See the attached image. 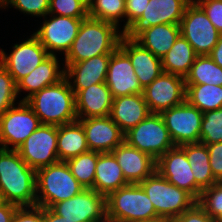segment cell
<instances>
[{
    "instance_id": "44",
    "label": "cell",
    "mask_w": 222,
    "mask_h": 222,
    "mask_svg": "<svg viewBox=\"0 0 222 222\" xmlns=\"http://www.w3.org/2000/svg\"><path fill=\"white\" fill-rule=\"evenodd\" d=\"M11 222H43V207H18Z\"/></svg>"
},
{
    "instance_id": "25",
    "label": "cell",
    "mask_w": 222,
    "mask_h": 222,
    "mask_svg": "<svg viewBox=\"0 0 222 222\" xmlns=\"http://www.w3.org/2000/svg\"><path fill=\"white\" fill-rule=\"evenodd\" d=\"M60 66L57 55H50L30 74L22 78L17 83V93L19 95L22 91L29 92L22 101H26L34 93L62 80L65 77V68H60Z\"/></svg>"
},
{
    "instance_id": "18",
    "label": "cell",
    "mask_w": 222,
    "mask_h": 222,
    "mask_svg": "<svg viewBox=\"0 0 222 222\" xmlns=\"http://www.w3.org/2000/svg\"><path fill=\"white\" fill-rule=\"evenodd\" d=\"M78 121L83 126L90 151L112 152L124 141V133L110 116L90 117Z\"/></svg>"
},
{
    "instance_id": "29",
    "label": "cell",
    "mask_w": 222,
    "mask_h": 222,
    "mask_svg": "<svg viewBox=\"0 0 222 222\" xmlns=\"http://www.w3.org/2000/svg\"><path fill=\"white\" fill-rule=\"evenodd\" d=\"M90 151L82 124L75 122L57 126V153L59 161Z\"/></svg>"
},
{
    "instance_id": "37",
    "label": "cell",
    "mask_w": 222,
    "mask_h": 222,
    "mask_svg": "<svg viewBox=\"0 0 222 222\" xmlns=\"http://www.w3.org/2000/svg\"><path fill=\"white\" fill-rule=\"evenodd\" d=\"M48 14L85 19L88 6L82 0H50Z\"/></svg>"
},
{
    "instance_id": "45",
    "label": "cell",
    "mask_w": 222,
    "mask_h": 222,
    "mask_svg": "<svg viewBox=\"0 0 222 222\" xmlns=\"http://www.w3.org/2000/svg\"><path fill=\"white\" fill-rule=\"evenodd\" d=\"M18 206L6 202L0 206V222H11Z\"/></svg>"
},
{
    "instance_id": "41",
    "label": "cell",
    "mask_w": 222,
    "mask_h": 222,
    "mask_svg": "<svg viewBox=\"0 0 222 222\" xmlns=\"http://www.w3.org/2000/svg\"><path fill=\"white\" fill-rule=\"evenodd\" d=\"M149 0H125V18L122 32L125 33L143 14Z\"/></svg>"
},
{
    "instance_id": "3",
    "label": "cell",
    "mask_w": 222,
    "mask_h": 222,
    "mask_svg": "<svg viewBox=\"0 0 222 222\" xmlns=\"http://www.w3.org/2000/svg\"><path fill=\"white\" fill-rule=\"evenodd\" d=\"M26 102L42 124L60 126L78 120L75 93L66 77L34 93Z\"/></svg>"
},
{
    "instance_id": "51",
    "label": "cell",
    "mask_w": 222,
    "mask_h": 222,
    "mask_svg": "<svg viewBox=\"0 0 222 222\" xmlns=\"http://www.w3.org/2000/svg\"><path fill=\"white\" fill-rule=\"evenodd\" d=\"M6 0H0V7L5 3Z\"/></svg>"
},
{
    "instance_id": "27",
    "label": "cell",
    "mask_w": 222,
    "mask_h": 222,
    "mask_svg": "<svg viewBox=\"0 0 222 222\" xmlns=\"http://www.w3.org/2000/svg\"><path fill=\"white\" fill-rule=\"evenodd\" d=\"M128 184L113 153H100L96 164L93 190L107 197L111 192Z\"/></svg>"
},
{
    "instance_id": "28",
    "label": "cell",
    "mask_w": 222,
    "mask_h": 222,
    "mask_svg": "<svg viewBox=\"0 0 222 222\" xmlns=\"http://www.w3.org/2000/svg\"><path fill=\"white\" fill-rule=\"evenodd\" d=\"M186 154L195 178V199L198 200L202 190L218 182L212 174L208 148L202 143L179 146Z\"/></svg>"
},
{
    "instance_id": "19",
    "label": "cell",
    "mask_w": 222,
    "mask_h": 222,
    "mask_svg": "<svg viewBox=\"0 0 222 222\" xmlns=\"http://www.w3.org/2000/svg\"><path fill=\"white\" fill-rule=\"evenodd\" d=\"M156 170L171 184L195 198V178L185 152L179 147L168 150L156 161Z\"/></svg>"
},
{
    "instance_id": "1",
    "label": "cell",
    "mask_w": 222,
    "mask_h": 222,
    "mask_svg": "<svg viewBox=\"0 0 222 222\" xmlns=\"http://www.w3.org/2000/svg\"><path fill=\"white\" fill-rule=\"evenodd\" d=\"M0 190L8 203L36 206V171L17 150L0 148Z\"/></svg>"
},
{
    "instance_id": "23",
    "label": "cell",
    "mask_w": 222,
    "mask_h": 222,
    "mask_svg": "<svg viewBox=\"0 0 222 222\" xmlns=\"http://www.w3.org/2000/svg\"><path fill=\"white\" fill-rule=\"evenodd\" d=\"M78 119L110 115L113 97L105 82L90 85L75 95Z\"/></svg>"
},
{
    "instance_id": "43",
    "label": "cell",
    "mask_w": 222,
    "mask_h": 222,
    "mask_svg": "<svg viewBox=\"0 0 222 222\" xmlns=\"http://www.w3.org/2000/svg\"><path fill=\"white\" fill-rule=\"evenodd\" d=\"M170 222H216L210 215L196 202L191 208L184 211L177 218Z\"/></svg>"
},
{
    "instance_id": "49",
    "label": "cell",
    "mask_w": 222,
    "mask_h": 222,
    "mask_svg": "<svg viewBox=\"0 0 222 222\" xmlns=\"http://www.w3.org/2000/svg\"><path fill=\"white\" fill-rule=\"evenodd\" d=\"M143 222H169V221L164 220V219H155V220H151V221H143Z\"/></svg>"
},
{
    "instance_id": "38",
    "label": "cell",
    "mask_w": 222,
    "mask_h": 222,
    "mask_svg": "<svg viewBox=\"0 0 222 222\" xmlns=\"http://www.w3.org/2000/svg\"><path fill=\"white\" fill-rule=\"evenodd\" d=\"M18 97L17 84L0 63V117L12 106Z\"/></svg>"
},
{
    "instance_id": "11",
    "label": "cell",
    "mask_w": 222,
    "mask_h": 222,
    "mask_svg": "<svg viewBox=\"0 0 222 222\" xmlns=\"http://www.w3.org/2000/svg\"><path fill=\"white\" fill-rule=\"evenodd\" d=\"M160 114L175 146L200 143L203 113L198 108L185 100Z\"/></svg>"
},
{
    "instance_id": "17",
    "label": "cell",
    "mask_w": 222,
    "mask_h": 222,
    "mask_svg": "<svg viewBox=\"0 0 222 222\" xmlns=\"http://www.w3.org/2000/svg\"><path fill=\"white\" fill-rule=\"evenodd\" d=\"M105 83L113 98L143 93L131 60L120 47L110 56Z\"/></svg>"
},
{
    "instance_id": "13",
    "label": "cell",
    "mask_w": 222,
    "mask_h": 222,
    "mask_svg": "<svg viewBox=\"0 0 222 222\" xmlns=\"http://www.w3.org/2000/svg\"><path fill=\"white\" fill-rule=\"evenodd\" d=\"M49 16V17H48ZM47 17L50 18L47 20ZM41 28L33 33L50 55L70 50L83 19L48 14ZM56 51V52H55Z\"/></svg>"
},
{
    "instance_id": "22",
    "label": "cell",
    "mask_w": 222,
    "mask_h": 222,
    "mask_svg": "<svg viewBox=\"0 0 222 222\" xmlns=\"http://www.w3.org/2000/svg\"><path fill=\"white\" fill-rule=\"evenodd\" d=\"M129 184H139L156 170V160L123 141L113 151Z\"/></svg>"
},
{
    "instance_id": "6",
    "label": "cell",
    "mask_w": 222,
    "mask_h": 222,
    "mask_svg": "<svg viewBox=\"0 0 222 222\" xmlns=\"http://www.w3.org/2000/svg\"><path fill=\"white\" fill-rule=\"evenodd\" d=\"M139 185L153 203L156 214L169 222L197 202L190 193L169 183L157 170Z\"/></svg>"
},
{
    "instance_id": "33",
    "label": "cell",
    "mask_w": 222,
    "mask_h": 222,
    "mask_svg": "<svg viewBox=\"0 0 222 222\" xmlns=\"http://www.w3.org/2000/svg\"><path fill=\"white\" fill-rule=\"evenodd\" d=\"M99 155L100 152L88 151L66 161L72 175L85 189H93Z\"/></svg>"
},
{
    "instance_id": "35",
    "label": "cell",
    "mask_w": 222,
    "mask_h": 222,
    "mask_svg": "<svg viewBox=\"0 0 222 222\" xmlns=\"http://www.w3.org/2000/svg\"><path fill=\"white\" fill-rule=\"evenodd\" d=\"M222 142V108L203 113L200 143Z\"/></svg>"
},
{
    "instance_id": "46",
    "label": "cell",
    "mask_w": 222,
    "mask_h": 222,
    "mask_svg": "<svg viewBox=\"0 0 222 222\" xmlns=\"http://www.w3.org/2000/svg\"><path fill=\"white\" fill-rule=\"evenodd\" d=\"M209 56L218 66L222 67V33H220L218 42Z\"/></svg>"
},
{
    "instance_id": "42",
    "label": "cell",
    "mask_w": 222,
    "mask_h": 222,
    "mask_svg": "<svg viewBox=\"0 0 222 222\" xmlns=\"http://www.w3.org/2000/svg\"><path fill=\"white\" fill-rule=\"evenodd\" d=\"M205 145L208 148L212 174L218 182H222V142Z\"/></svg>"
},
{
    "instance_id": "39",
    "label": "cell",
    "mask_w": 222,
    "mask_h": 222,
    "mask_svg": "<svg viewBox=\"0 0 222 222\" xmlns=\"http://www.w3.org/2000/svg\"><path fill=\"white\" fill-rule=\"evenodd\" d=\"M49 2L50 0H6L0 8L6 9L10 5L24 14L42 18L49 13Z\"/></svg>"
},
{
    "instance_id": "48",
    "label": "cell",
    "mask_w": 222,
    "mask_h": 222,
    "mask_svg": "<svg viewBox=\"0 0 222 222\" xmlns=\"http://www.w3.org/2000/svg\"><path fill=\"white\" fill-rule=\"evenodd\" d=\"M6 203L5 199H4V196H3V193L2 191L0 190V206L4 205Z\"/></svg>"
},
{
    "instance_id": "34",
    "label": "cell",
    "mask_w": 222,
    "mask_h": 222,
    "mask_svg": "<svg viewBox=\"0 0 222 222\" xmlns=\"http://www.w3.org/2000/svg\"><path fill=\"white\" fill-rule=\"evenodd\" d=\"M88 17L114 24L119 29V22L125 17V0H90Z\"/></svg>"
},
{
    "instance_id": "5",
    "label": "cell",
    "mask_w": 222,
    "mask_h": 222,
    "mask_svg": "<svg viewBox=\"0 0 222 222\" xmlns=\"http://www.w3.org/2000/svg\"><path fill=\"white\" fill-rule=\"evenodd\" d=\"M108 222H143L161 219L139 184H128L106 197Z\"/></svg>"
},
{
    "instance_id": "26",
    "label": "cell",
    "mask_w": 222,
    "mask_h": 222,
    "mask_svg": "<svg viewBox=\"0 0 222 222\" xmlns=\"http://www.w3.org/2000/svg\"><path fill=\"white\" fill-rule=\"evenodd\" d=\"M180 35V24H158L143 28L134 39L155 56L162 58Z\"/></svg>"
},
{
    "instance_id": "24",
    "label": "cell",
    "mask_w": 222,
    "mask_h": 222,
    "mask_svg": "<svg viewBox=\"0 0 222 222\" xmlns=\"http://www.w3.org/2000/svg\"><path fill=\"white\" fill-rule=\"evenodd\" d=\"M150 113L143 93H141L113 98L109 116L125 134Z\"/></svg>"
},
{
    "instance_id": "15",
    "label": "cell",
    "mask_w": 222,
    "mask_h": 222,
    "mask_svg": "<svg viewBox=\"0 0 222 222\" xmlns=\"http://www.w3.org/2000/svg\"><path fill=\"white\" fill-rule=\"evenodd\" d=\"M185 94V78L165 72L143 89L151 113H161L183 103Z\"/></svg>"
},
{
    "instance_id": "2",
    "label": "cell",
    "mask_w": 222,
    "mask_h": 222,
    "mask_svg": "<svg viewBox=\"0 0 222 222\" xmlns=\"http://www.w3.org/2000/svg\"><path fill=\"white\" fill-rule=\"evenodd\" d=\"M124 33L114 25L87 17L83 19L64 63H77L103 54H112Z\"/></svg>"
},
{
    "instance_id": "32",
    "label": "cell",
    "mask_w": 222,
    "mask_h": 222,
    "mask_svg": "<svg viewBox=\"0 0 222 222\" xmlns=\"http://www.w3.org/2000/svg\"><path fill=\"white\" fill-rule=\"evenodd\" d=\"M185 84H210L222 86V67L218 66L209 55H197Z\"/></svg>"
},
{
    "instance_id": "21",
    "label": "cell",
    "mask_w": 222,
    "mask_h": 222,
    "mask_svg": "<svg viewBox=\"0 0 222 222\" xmlns=\"http://www.w3.org/2000/svg\"><path fill=\"white\" fill-rule=\"evenodd\" d=\"M110 56L103 54L77 63H65V77L75 95L90 85L105 82Z\"/></svg>"
},
{
    "instance_id": "12",
    "label": "cell",
    "mask_w": 222,
    "mask_h": 222,
    "mask_svg": "<svg viewBox=\"0 0 222 222\" xmlns=\"http://www.w3.org/2000/svg\"><path fill=\"white\" fill-rule=\"evenodd\" d=\"M17 151L28 166L35 171L59 162L57 126L41 124Z\"/></svg>"
},
{
    "instance_id": "20",
    "label": "cell",
    "mask_w": 222,
    "mask_h": 222,
    "mask_svg": "<svg viewBox=\"0 0 222 222\" xmlns=\"http://www.w3.org/2000/svg\"><path fill=\"white\" fill-rule=\"evenodd\" d=\"M119 47L129 56L143 89L164 72L161 58L144 48L133 37L123 34Z\"/></svg>"
},
{
    "instance_id": "40",
    "label": "cell",
    "mask_w": 222,
    "mask_h": 222,
    "mask_svg": "<svg viewBox=\"0 0 222 222\" xmlns=\"http://www.w3.org/2000/svg\"><path fill=\"white\" fill-rule=\"evenodd\" d=\"M206 13L210 22L222 33V0H194Z\"/></svg>"
},
{
    "instance_id": "16",
    "label": "cell",
    "mask_w": 222,
    "mask_h": 222,
    "mask_svg": "<svg viewBox=\"0 0 222 222\" xmlns=\"http://www.w3.org/2000/svg\"><path fill=\"white\" fill-rule=\"evenodd\" d=\"M193 0H149L141 17L124 33L135 37L143 28L158 24H180L186 7Z\"/></svg>"
},
{
    "instance_id": "31",
    "label": "cell",
    "mask_w": 222,
    "mask_h": 222,
    "mask_svg": "<svg viewBox=\"0 0 222 222\" xmlns=\"http://www.w3.org/2000/svg\"><path fill=\"white\" fill-rule=\"evenodd\" d=\"M185 100L202 113L222 108V86L185 84Z\"/></svg>"
},
{
    "instance_id": "8",
    "label": "cell",
    "mask_w": 222,
    "mask_h": 222,
    "mask_svg": "<svg viewBox=\"0 0 222 222\" xmlns=\"http://www.w3.org/2000/svg\"><path fill=\"white\" fill-rule=\"evenodd\" d=\"M17 104L0 117V148L17 150L42 124L26 101Z\"/></svg>"
},
{
    "instance_id": "36",
    "label": "cell",
    "mask_w": 222,
    "mask_h": 222,
    "mask_svg": "<svg viewBox=\"0 0 222 222\" xmlns=\"http://www.w3.org/2000/svg\"><path fill=\"white\" fill-rule=\"evenodd\" d=\"M197 203L216 222H222V182H216L202 190Z\"/></svg>"
},
{
    "instance_id": "47",
    "label": "cell",
    "mask_w": 222,
    "mask_h": 222,
    "mask_svg": "<svg viewBox=\"0 0 222 222\" xmlns=\"http://www.w3.org/2000/svg\"><path fill=\"white\" fill-rule=\"evenodd\" d=\"M43 222H74L57 215L50 208L43 207Z\"/></svg>"
},
{
    "instance_id": "14",
    "label": "cell",
    "mask_w": 222,
    "mask_h": 222,
    "mask_svg": "<svg viewBox=\"0 0 222 222\" xmlns=\"http://www.w3.org/2000/svg\"><path fill=\"white\" fill-rule=\"evenodd\" d=\"M49 56L50 54L45 47L32 34L27 40L19 44H14L13 50L9 55L1 49L0 63L17 84Z\"/></svg>"
},
{
    "instance_id": "7",
    "label": "cell",
    "mask_w": 222,
    "mask_h": 222,
    "mask_svg": "<svg viewBox=\"0 0 222 222\" xmlns=\"http://www.w3.org/2000/svg\"><path fill=\"white\" fill-rule=\"evenodd\" d=\"M124 141L156 161L175 147L160 113H150L124 134Z\"/></svg>"
},
{
    "instance_id": "30",
    "label": "cell",
    "mask_w": 222,
    "mask_h": 222,
    "mask_svg": "<svg viewBox=\"0 0 222 222\" xmlns=\"http://www.w3.org/2000/svg\"><path fill=\"white\" fill-rule=\"evenodd\" d=\"M196 57L193 47L180 35L172 48L161 58L163 71L185 78Z\"/></svg>"
},
{
    "instance_id": "4",
    "label": "cell",
    "mask_w": 222,
    "mask_h": 222,
    "mask_svg": "<svg viewBox=\"0 0 222 222\" xmlns=\"http://www.w3.org/2000/svg\"><path fill=\"white\" fill-rule=\"evenodd\" d=\"M83 189L65 161L36 171V206L51 208L60 201L76 196Z\"/></svg>"
},
{
    "instance_id": "10",
    "label": "cell",
    "mask_w": 222,
    "mask_h": 222,
    "mask_svg": "<svg viewBox=\"0 0 222 222\" xmlns=\"http://www.w3.org/2000/svg\"><path fill=\"white\" fill-rule=\"evenodd\" d=\"M50 209L74 222H108L106 196L93 189H83L76 196L60 201Z\"/></svg>"
},
{
    "instance_id": "9",
    "label": "cell",
    "mask_w": 222,
    "mask_h": 222,
    "mask_svg": "<svg viewBox=\"0 0 222 222\" xmlns=\"http://www.w3.org/2000/svg\"><path fill=\"white\" fill-rule=\"evenodd\" d=\"M180 29L181 35L190 43L197 55H209L220 35L206 13L194 0L185 9Z\"/></svg>"
},
{
    "instance_id": "50",
    "label": "cell",
    "mask_w": 222,
    "mask_h": 222,
    "mask_svg": "<svg viewBox=\"0 0 222 222\" xmlns=\"http://www.w3.org/2000/svg\"><path fill=\"white\" fill-rule=\"evenodd\" d=\"M87 6L90 4V0H82Z\"/></svg>"
}]
</instances>
